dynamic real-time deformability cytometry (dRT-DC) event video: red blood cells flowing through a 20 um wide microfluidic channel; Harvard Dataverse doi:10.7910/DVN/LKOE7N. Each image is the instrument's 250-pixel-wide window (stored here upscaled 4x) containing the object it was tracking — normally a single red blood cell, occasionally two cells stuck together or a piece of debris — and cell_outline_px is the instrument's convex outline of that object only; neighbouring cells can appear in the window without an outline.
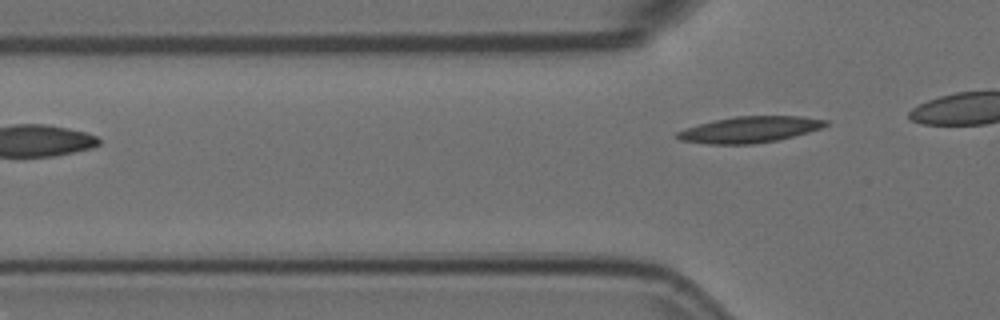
{"species": "Egyptian fruit bat (a non-hibernating species)", "species_latin": "Rousettus aegyptiacus", "temperature_condition": "room temperature", "stored_images_in_passage": 3, "camera_frame_rate_fps": 3000, "um_per_image_px": 0.085, "animal": {"sex": "female"}, "frame": {"image": 1, "passage_image": 3, "time_ms": 0.667, "image_size_px": [1000, 320], "cell_outline_px": [[828, 124], [820, 128], [808, 132], [776, 140], [752, 144], [708, 144], [680, 140], [676, 136], [676, 132], [684, 128], [712, 120], [736, 116], [800, 116], [828, 120]], "centroid_in_image_um": [63.68, 11.0], "position_along_channel_um": 62.1, "area_um2": 22.54}}